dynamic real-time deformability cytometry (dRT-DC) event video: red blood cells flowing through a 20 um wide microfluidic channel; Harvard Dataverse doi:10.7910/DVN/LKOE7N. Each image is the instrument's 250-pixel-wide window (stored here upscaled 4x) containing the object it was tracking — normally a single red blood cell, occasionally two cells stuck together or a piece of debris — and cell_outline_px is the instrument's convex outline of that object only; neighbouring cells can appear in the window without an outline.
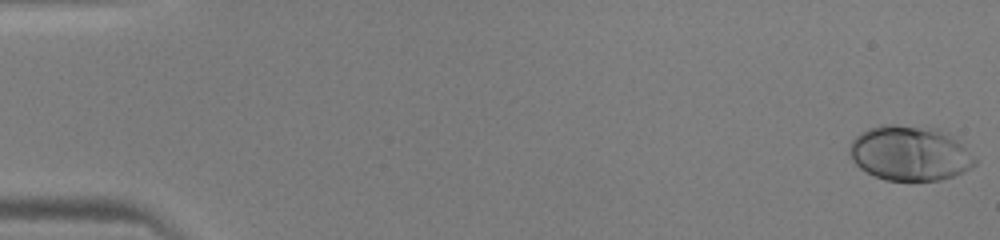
{"species": "human", "species_latin": "Homo sapiens", "temperature_condition": "warm", "stored_images_in_passage": 48, "camera_frame_rate_fps": 3000, "um_per_image_px": 0.085, "donor": {"sex": "male"}, "frame": {"image": 1, "passage_image": 1, "time_ms": 0.0, "image_size_px": [1000, 240], "cell_outline_px": [[976, 164], [964, 172], [940, 180], [888, 180], [876, 176], [860, 168], [852, 160], [848, 152], [848, 148], [852, 140], [860, 132], [868, 128], [884, 124], [892, 124], [936, 128], [948, 132], [976, 160]], "centroid_in_image_um": [77.29, 13.01], "position_along_channel_um": 7.7, "area_um2": 39.88}}
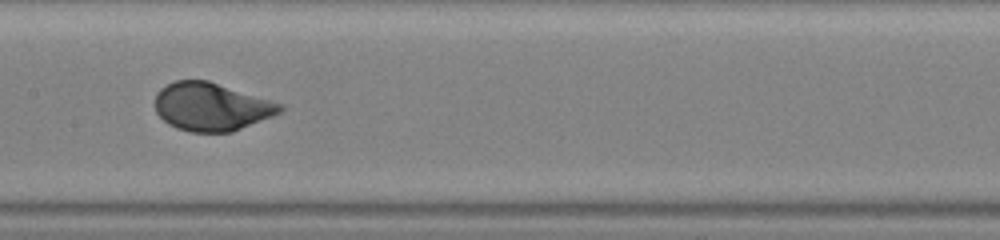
{"frame": {"image": 2, "passage_image": 25, "time_ms": 8.0, "image_size_px": [1000, 240], "cell_outline_px": [[284, 108], [280, 112], [272, 116], [232, 132], [188, 132], [176, 128], [168, 124], [156, 112], [156, 92], [160, 88], [176, 80], [208, 80], [272, 100], [284, 104]], "centroid_in_image_um": [17.97, 9.07], "position_along_channel_um": 189.4, "area_um2": 35.08}}
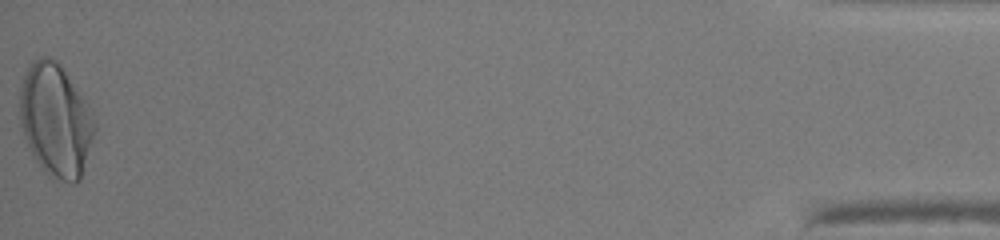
{"frame": {"image": 3, "passage_image": 48, "time_ms": 15.667, "image_size_px": [1000, 240], "cell_outline_px": [[96, 132], [80, 180], [76, 184], [72, 184], [48, 176], [36, 160], [24, 136], [20, 120], [20, 88], [28, 64], [40, 56], [48, 56], [56, 60], [60, 64], [92, 108], [96, 124]], "centroid_in_image_um": [4.76, 10.21], "position_along_channel_um": 430.4, "area_um2": 49.71}}